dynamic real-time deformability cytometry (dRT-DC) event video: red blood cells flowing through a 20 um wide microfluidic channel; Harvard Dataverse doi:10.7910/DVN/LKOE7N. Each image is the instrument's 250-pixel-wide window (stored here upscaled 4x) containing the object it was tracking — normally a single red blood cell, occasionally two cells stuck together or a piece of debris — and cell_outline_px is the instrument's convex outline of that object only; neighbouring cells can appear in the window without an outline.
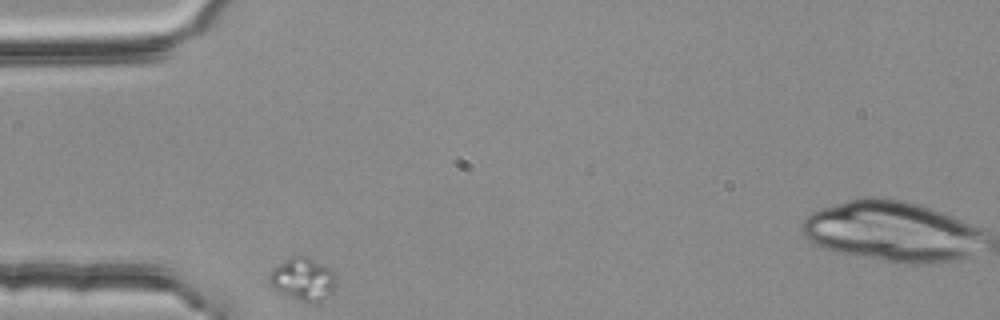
{"species": "common noctule bat (a hibernating species)", "species_latin": "Nyctalus noctula", "temperature_condition": "room temperature", "stored_images_in_passage": 2, "camera_frame_rate_fps": 3000, "um_per_image_px": 0.085, "animal": {"sex": "female", "body_mass_g": 25.1}, "frame": {"image": 1, "passage_image": 1, "time_ms": 0.0, "image_size_px": [1000, 320], "cell_outline_px": [[336, 284], [332, 292], [320, 300], [312, 304], [308, 304], [276, 288], [268, 280], [268, 276], [280, 264], [292, 256], [308, 256], [328, 268], [332, 272]], "centroid_in_image_um": [25.79, 23.72], "position_along_channel_um": 59.2, "area_um2": 15.84}}